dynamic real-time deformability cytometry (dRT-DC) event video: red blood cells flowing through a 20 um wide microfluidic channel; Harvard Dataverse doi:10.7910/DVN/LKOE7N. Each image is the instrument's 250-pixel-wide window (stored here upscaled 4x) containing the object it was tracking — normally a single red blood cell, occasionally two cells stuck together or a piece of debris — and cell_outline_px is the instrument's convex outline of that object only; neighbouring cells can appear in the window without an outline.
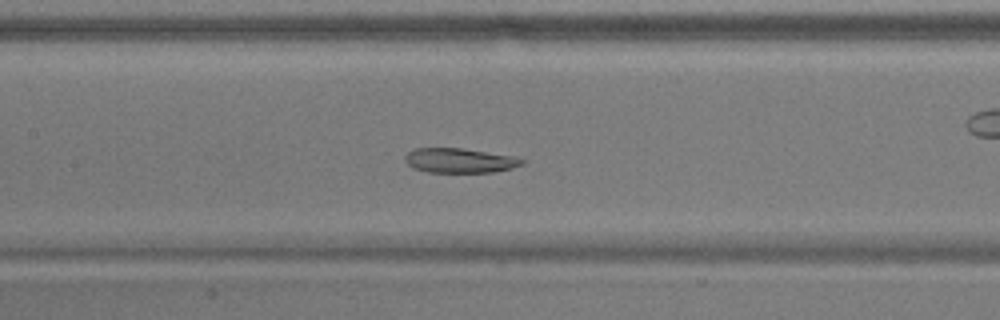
{"species": "common noctule bat (a hibernating species)", "species_latin": "Nyctalus noctula", "temperature_condition": "warm", "stored_images_in_passage": 55, "camera_frame_rate_fps": 3000, "um_per_image_px": 0.085, "animal": {"sex": "male", "body_mass_g": 17.9}, "frame": {"image": 1, "passage_image": 24, "time_ms": 7.667, "image_size_px": [1000, 320], "cell_outline_px": [[524, 164], [512, 168], [492, 172], [428, 172], [412, 168], [404, 160], [404, 156], [408, 152], [416, 148], [460, 148], [512, 156], [524, 160]], "centroid_in_image_um": [39.03, 13.65], "position_along_channel_um": 168.4, "area_um2": 16.65}}
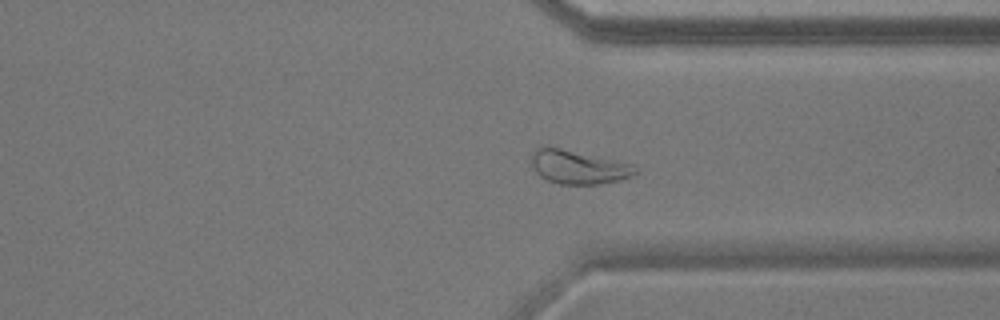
{"frame": {"image": 2, "passage_image": 40, "time_ms": 13.0, "image_size_px": [1000, 320], "cell_outline_px": [[640, 172], [632, 176], [600, 184], [560, 184], [548, 180], [540, 176], [536, 172], [528, 160], [532, 152], [540, 144], [560, 148], [632, 164], [640, 168]], "centroid_in_image_um": [49.11, 14.18], "position_along_channel_um": 362.3, "area_um2": 20.63}}
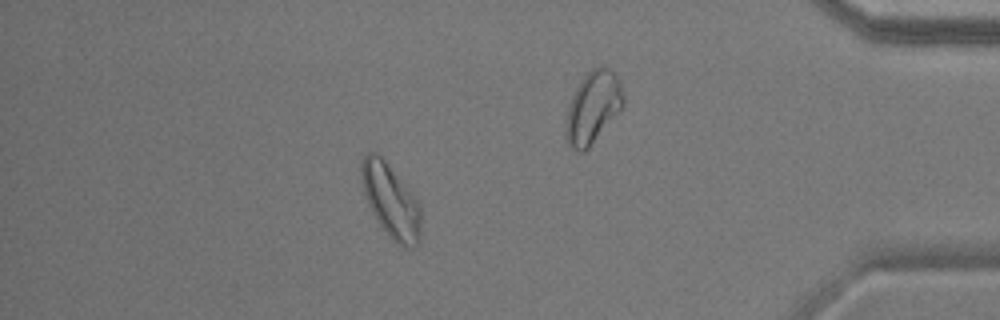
{"frame": {"image": 3, "passage_image": 47, "time_ms": 15.333, "image_size_px": [1000, 320], "cell_outline_px": [[420, 240], [416, 248], [404, 248], [396, 244], [392, 240], [376, 220], [368, 204], [360, 180], [360, 164], [364, 156], [368, 152], [376, 152], [384, 160], [412, 192], [420, 204]], "centroid_in_image_um": [33.22, 17.11], "position_along_channel_um": 402.0, "area_um2": 25.78}}